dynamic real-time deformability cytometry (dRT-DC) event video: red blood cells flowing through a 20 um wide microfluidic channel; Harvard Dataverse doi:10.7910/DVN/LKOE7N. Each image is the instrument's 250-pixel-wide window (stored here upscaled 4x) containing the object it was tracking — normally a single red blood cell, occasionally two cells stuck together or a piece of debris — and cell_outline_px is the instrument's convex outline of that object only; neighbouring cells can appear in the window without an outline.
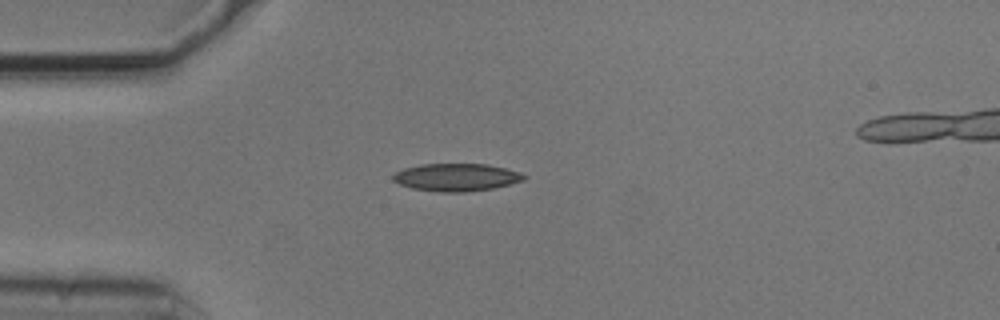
{"species": "common noctule bat (a hibernating species)", "species_latin": "Nyctalus noctula", "temperature_condition": "cold", "stored_images_in_passage": 1, "camera_frame_rate_fps": 3000, "um_per_image_px": 0.085, "animal": {"sex": "male", "body_mass_g": 20.5, "forearm_length_mm": 52.5}, "frame": {"image": 1, "passage_image": 1, "time_ms": 0.0, "image_size_px": [1000, 320], "cell_outline_px": [[528, 176], [524, 180], [492, 188], [464, 192], [440, 192], [412, 188], [400, 184], [392, 180], [392, 176], [396, 172], [404, 168], [420, 164], [488, 164], [520, 172]], "centroid_in_image_um": [38.78, 15.06], "position_along_channel_um": 46.2, "area_um2": 20.98}}